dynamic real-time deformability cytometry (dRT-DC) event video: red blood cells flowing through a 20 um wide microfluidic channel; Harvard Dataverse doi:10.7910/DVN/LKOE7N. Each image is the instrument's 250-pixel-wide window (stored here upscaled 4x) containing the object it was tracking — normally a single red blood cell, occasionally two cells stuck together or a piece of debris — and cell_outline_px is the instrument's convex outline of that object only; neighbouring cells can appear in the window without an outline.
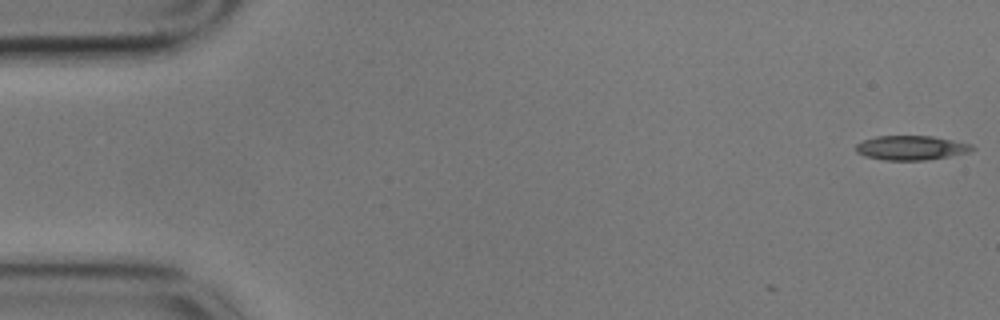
{"species": "common noctule bat (a hibernating species)", "species_latin": "Nyctalus noctula", "temperature_condition": "cold", "stored_images_in_passage": 8, "camera_frame_rate_fps": 3000, "um_per_image_px": 0.085, "animal": {"sex": "male", "body_mass_g": 17.9}, "frame": {"image": 1, "passage_image": 1, "time_ms": 0.0, "image_size_px": [1000, 320], "cell_outline_px": [[976, 148], [968, 152], [948, 156], [924, 160], [884, 160], [864, 156], [856, 152], [856, 144], [864, 140], [876, 136], [932, 136], [972, 144]], "centroid_in_image_um": [77.43, 12.56], "position_along_channel_um": 7.6, "area_um2": 16.42}}